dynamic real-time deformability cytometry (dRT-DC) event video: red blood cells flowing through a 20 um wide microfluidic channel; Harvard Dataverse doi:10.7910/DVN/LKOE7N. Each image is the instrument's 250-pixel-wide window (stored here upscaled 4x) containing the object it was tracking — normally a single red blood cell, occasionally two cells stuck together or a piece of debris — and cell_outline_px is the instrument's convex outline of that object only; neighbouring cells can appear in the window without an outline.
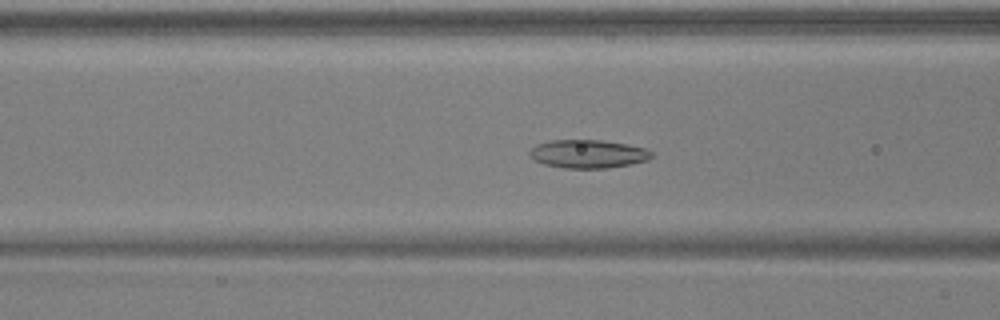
{"species": "common noctule bat (a hibernating species)", "species_latin": "Nyctalus noctula", "temperature_condition": "warm", "stored_images_in_passage": 42, "camera_frame_rate_fps": 3000, "um_per_image_px": 0.085, "animal": {"sex": "male", "body_mass_g": 17.9, "forearm_length_mm": 54.2}, "frame": {"image": 1, "passage_image": 18, "time_ms": 5.667, "image_size_px": [1000, 320], "cell_outline_px": [[652, 156], [648, 160], [608, 168], [564, 168], [544, 164], [532, 160], [528, 156], [528, 152], [536, 144], [552, 140], [600, 140], [624, 144], [644, 148], [652, 152]], "centroid_in_image_um": [49.91, 13.08], "position_along_channel_um": 116.7, "area_um2": 20.06}}
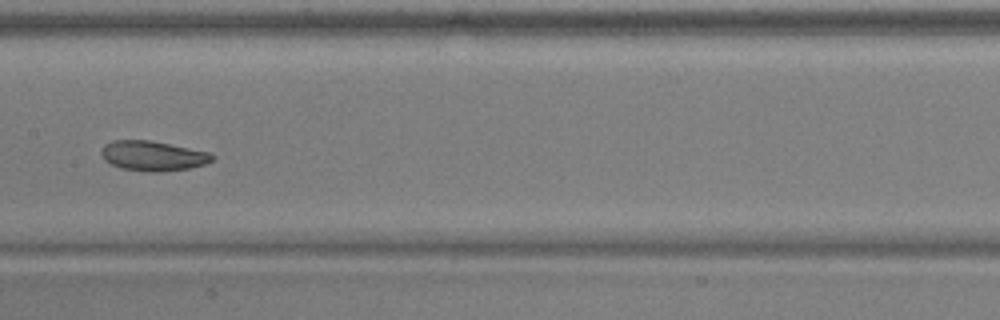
{"frame": {"image": 2, "passage_image": 24, "time_ms": 7.667, "image_size_px": [1000, 320], "cell_outline_px": [[216, 156], [212, 160], [204, 164], [188, 168], [160, 172], [148, 172], [120, 168], [104, 160], [100, 152], [104, 144], [112, 140], [148, 140], [208, 152]], "centroid_in_image_um": [12.95, 13.25], "position_along_channel_um": 194.5, "area_um2": 19.19}}
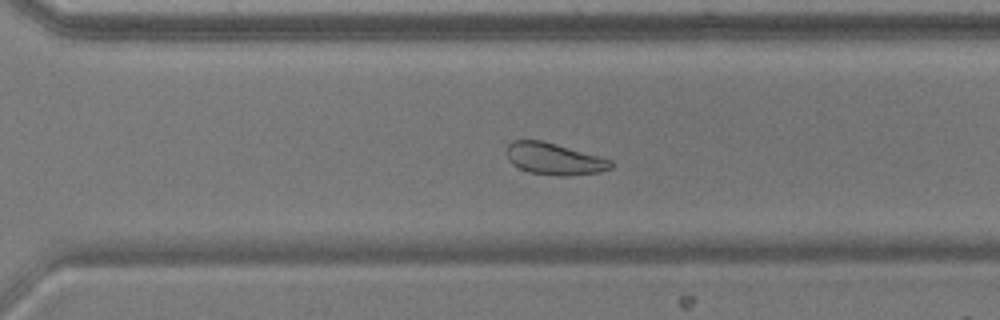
{"frame": {"image": 3, "passage_image": 34, "time_ms": 11.0, "image_size_px": [1000, 320], "cell_outline_px": [[612, 168], [600, 172], [568, 176], [560, 176], [528, 172], [512, 164], [508, 160], [508, 144], [512, 140], [540, 140], [556, 144], [612, 160]], "centroid_in_image_um": [47.11, 13.51], "position_along_channel_um": 323.5, "area_um2": 19.13}, "authors_computed_cell_mechanics": {"area_um2": 20.6346, "velocity_mm_per_s": 3.888, "shape_relaxation_time_tau1_ms": 5.2801, "shape_relaxation_time_tau2_ms": 3.2863, "deformation_change_tau1": 0.1021, "deformation_change_tau2": 0.091}}